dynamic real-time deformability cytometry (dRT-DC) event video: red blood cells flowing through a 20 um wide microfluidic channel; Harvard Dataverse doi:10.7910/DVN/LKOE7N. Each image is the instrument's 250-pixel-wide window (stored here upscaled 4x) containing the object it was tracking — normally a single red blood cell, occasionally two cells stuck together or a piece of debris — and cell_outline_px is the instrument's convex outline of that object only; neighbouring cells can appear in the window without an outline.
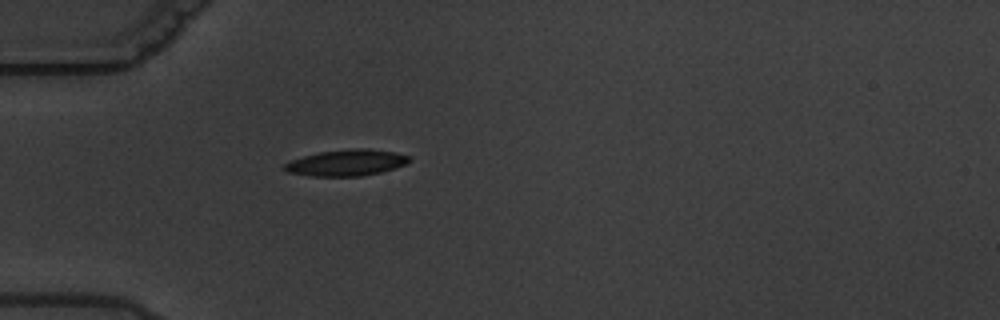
{"species": "common noctule bat (a hibernating species)", "species_latin": "Nyctalus noctula", "temperature_condition": "warm", "stored_images_in_passage": 1, "camera_frame_rate_fps": 3000, "um_per_image_px": 0.085, "animal": {"sex": "male", "body_mass_g": 19.5, "forearm_length_mm": 54.6}, "frame": {"image": 1, "passage_image": 1, "time_ms": 0.0, "image_size_px": [1000, 320], "cell_outline_px": [[412, 160], [404, 164], [380, 172], [360, 176], [312, 176], [288, 172], [284, 168], [284, 164], [292, 160], [304, 156], [320, 152], [352, 148], [368, 148], [396, 152], [408, 156]], "centroid_in_image_um": [29.46, 13.82], "position_along_channel_um": 55.5, "area_um2": 18.84}}